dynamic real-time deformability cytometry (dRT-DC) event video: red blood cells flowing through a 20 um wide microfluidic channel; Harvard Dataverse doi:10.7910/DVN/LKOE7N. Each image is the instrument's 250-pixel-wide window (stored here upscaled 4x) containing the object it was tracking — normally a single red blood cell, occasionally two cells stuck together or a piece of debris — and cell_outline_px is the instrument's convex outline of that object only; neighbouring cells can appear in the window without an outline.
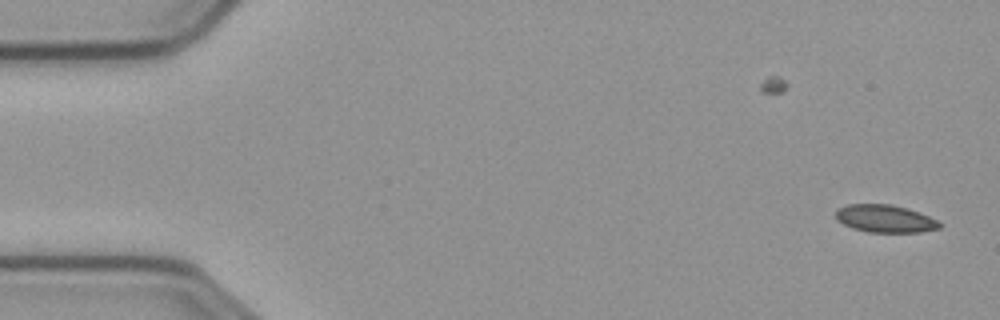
{"species": "common noctule bat (a hibernating species)", "species_latin": "Nyctalus noctula", "temperature_condition": "cold", "stored_images_in_passage": 12, "camera_frame_rate_fps": 3000, "um_per_image_px": 0.085, "animal": {"sex": "male", "body_mass_g": 23.1, "forearm_length_mm": 52.7}, "frame": {"image": 1, "passage_image": 1, "time_ms": 0.0, "image_size_px": [1000, 320], "cell_outline_px": [[940, 228], [920, 232], [868, 232], [852, 228], [836, 220], [836, 208], [848, 204], [888, 204], [904, 208], [928, 216], [936, 220], [940, 224]], "centroid_in_image_um": [75.16, 18.59], "position_along_channel_um": 9.8, "area_um2": 16.47}}